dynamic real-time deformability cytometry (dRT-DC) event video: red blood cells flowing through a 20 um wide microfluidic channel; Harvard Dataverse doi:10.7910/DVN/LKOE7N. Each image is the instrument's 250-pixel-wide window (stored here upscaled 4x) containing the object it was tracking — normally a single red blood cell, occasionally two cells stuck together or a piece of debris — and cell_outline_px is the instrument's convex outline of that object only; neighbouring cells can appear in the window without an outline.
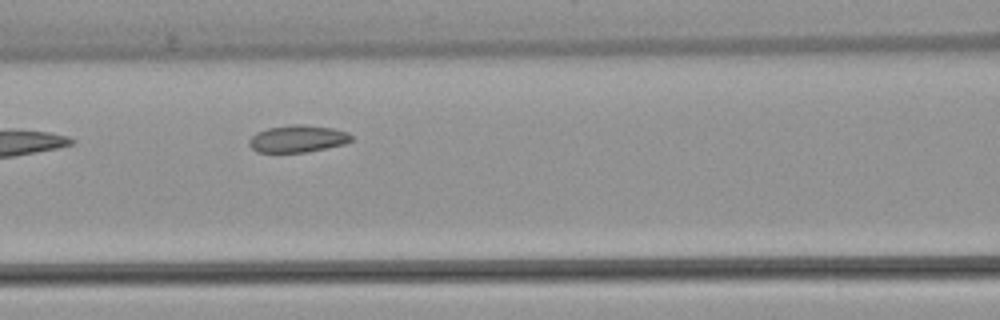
{"species": "common noctule bat (a hibernating species)", "species_latin": "Nyctalus noctula", "temperature_condition": "warm", "stored_images_in_passage": 6, "camera_frame_rate_fps": 3000, "um_per_image_px": 0.085, "animal": {"sex": "female", "body_mass_g": 22.7, "forearm_length_mm": 54.2}, "frame": {"image": 1, "passage_image": 5, "time_ms": 5.0, "image_size_px": [1000, 320], "cell_outline_px": [[352, 140], [344, 144], [304, 152], [256, 152], [248, 144], [248, 140], [256, 132], [268, 128], [292, 124], [304, 124], [332, 128], [348, 132], [352, 136]], "centroid_in_image_um": [25.28, 11.78], "position_along_channel_um": 141.3, "area_um2": 16.13}}
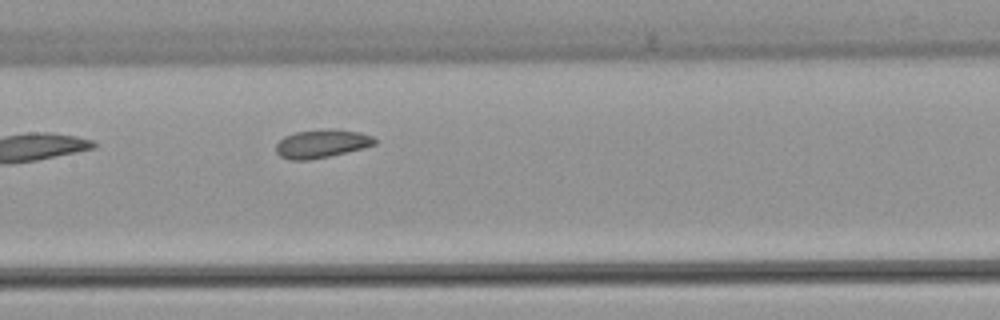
{"frame": {"image": 2, "passage_image": 6, "time_ms": 6.0, "image_size_px": [1000, 320], "cell_outline_px": [[376, 144], [364, 148], [328, 156], [308, 160], [288, 160], [280, 156], [276, 152], [276, 144], [284, 136], [296, 132], [328, 128], [360, 132], [372, 136], [376, 140]], "centroid_in_image_um": [27.33, 12.21], "position_along_channel_um": 180.1, "area_um2": 16.3}}